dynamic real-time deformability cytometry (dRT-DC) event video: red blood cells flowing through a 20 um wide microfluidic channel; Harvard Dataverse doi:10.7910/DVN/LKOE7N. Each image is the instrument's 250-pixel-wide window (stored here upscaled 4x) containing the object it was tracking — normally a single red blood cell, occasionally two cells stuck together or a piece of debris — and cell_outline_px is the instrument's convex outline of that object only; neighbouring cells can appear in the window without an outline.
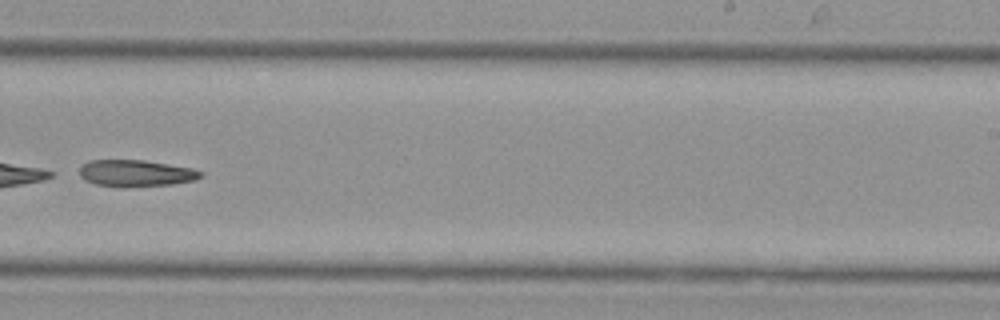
{"species": "Egyptian fruit bat (a non-hibernating species)", "species_latin": "Rousettus aegyptiacus", "temperature_condition": "cold", "stored_images_in_passage": 31, "camera_frame_rate_fps": 3000, "um_per_image_px": 0.085, "animal": {"sex": "female"}, "frame": {"image": 1, "passage_image": 18, "time_ms": 5.667, "image_size_px": [1000, 320], "cell_outline_px": [[200, 176], [196, 180], [172, 184], [96, 184], [84, 180], [80, 176], [80, 168], [88, 160], [144, 160], [192, 168], [200, 172]], "centroid_in_image_um": [11.53, 14.67], "position_along_channel_um": 277.5, "area_um2": 17.74}}